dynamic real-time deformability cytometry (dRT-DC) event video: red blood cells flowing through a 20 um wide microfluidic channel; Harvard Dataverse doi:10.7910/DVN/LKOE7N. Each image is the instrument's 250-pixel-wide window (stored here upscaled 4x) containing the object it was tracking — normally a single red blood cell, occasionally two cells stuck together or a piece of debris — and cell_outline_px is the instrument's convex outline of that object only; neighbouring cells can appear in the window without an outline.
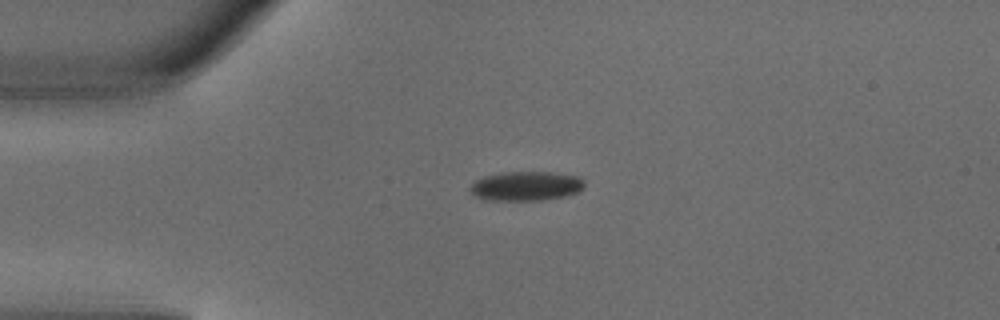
{"species": "common noctule bat (a hibernating species)", "species_latin": "Nyctalus noctula", "temperature_condition": "warm", "stored_images_in_passage": 2, "camera_frame_rate_fps": 3000, "um_per_image_px": 0.085, "animal": {"sex": "male", "body_mass_g": 18.8}, "frame": {"image": 1, "passage_image": 1, "time_ms": 0.0, "image_size_px": [1000, 320], "cell_outline_px": [[584, 188], [576, 192], [564, 196], [540, 200], [484, 200], [476, 196], [468, 188], [476, 180], [484, 176], [504, 172], [552, 172], [580, 176], [584, 180]], "centroid_in_image_um": [44.72, 15.8], "position_along_channel_um": 40.3, "area_um2": 19.54}}